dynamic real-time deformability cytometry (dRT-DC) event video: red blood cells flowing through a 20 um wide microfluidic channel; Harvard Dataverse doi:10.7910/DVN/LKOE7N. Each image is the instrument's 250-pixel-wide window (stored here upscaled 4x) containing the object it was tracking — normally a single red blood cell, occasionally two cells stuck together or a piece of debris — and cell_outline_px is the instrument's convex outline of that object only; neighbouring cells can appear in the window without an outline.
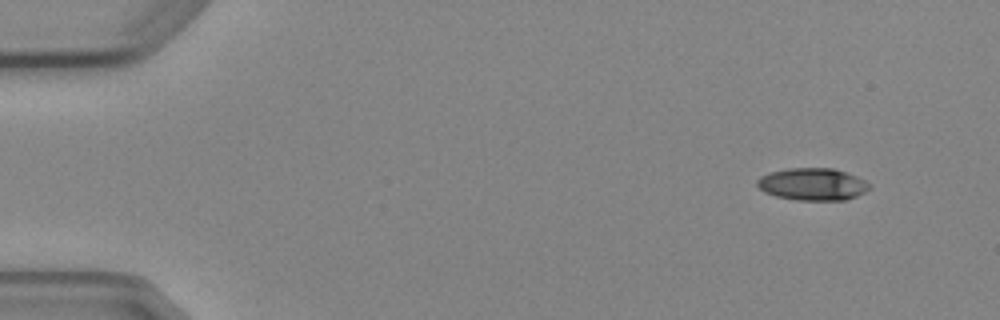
{"species": "Egyptian fruit bat (a non-hibernating species)", "species_latin": "Rousettus aegyptiacus", "temperature_condition": "cold", "stored_images_in_passage": 4, "camera_frame_rate_fps": 3000, "um_per_image_px": 0.085, "animal": {"sex": "female"}, "frame": {"image": 1, "passage_image": 1, "time_ms": 0.0, "image_size_px": [1000, 320], "cell_outline_px": [[868, 188], [864, 192], [856, 196], [844, 200], [796, 200], [776, 196], [764, 192], [756, 184], [756, 180], [760, 176], [768, 172], [788, 168], [832, 168], [856, 176], [864, 180], [868, 184]], "centroid_in_image_um": [69.0, 15.65], "position_along_channel_um": 16.0, "area_um2": 20.98}}
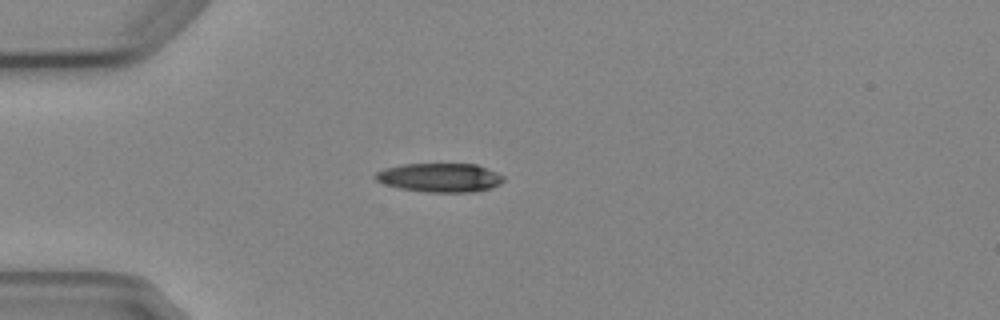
{"frame": {"image": 2, "passage_image": 4, "time_ms": 3.333, "image_size_px": [1000, 320], "cell_outline_px": [[504, 180], [500, 184], [488, 188], [472, 192], [424, 192], [400, 188], [384, 184], [376, 180], [372, 176], [376, 172], [384, 168], [404, 164], [476, 164], [496, 172], [504, 176]], "centroid_in_image_um": [37.35, 15.09], "position_along_channel_um": 47.6, "area_um2": 21.56}}